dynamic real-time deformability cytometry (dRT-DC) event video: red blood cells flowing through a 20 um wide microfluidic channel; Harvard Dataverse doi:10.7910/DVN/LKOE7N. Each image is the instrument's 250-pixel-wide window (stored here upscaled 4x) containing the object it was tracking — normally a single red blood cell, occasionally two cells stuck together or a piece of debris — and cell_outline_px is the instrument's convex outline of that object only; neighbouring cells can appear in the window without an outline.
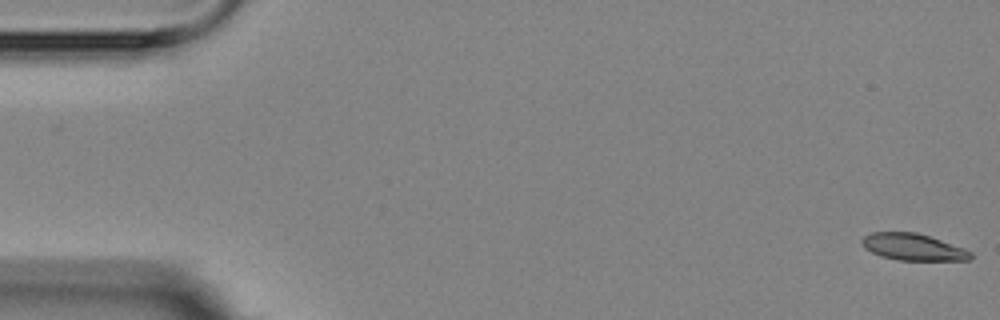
{"species": "Egyptian fruit bat (a non-hibernating species)", "species_latin": "Rousettus aegyptiacus", "temperature_condition": "room temperature", "stored_images_in_passage": 2, "camera_frame_rate_fps": 3000, "um_per_image_px": 0.085, "animal": {"sex": "female"}, "frame": {"image": 1, "passage_image": 2, "time_ms": 1.0, "image_size_px": [1000, 320], "cell_outline_px": [[972, 256], [968, 260], [900, 260], [880, 256], [864, 248], [860, 244], [860, 240], [864, 236], [872, 232], [916, 232], [964, 248], [972, 252]], "centroid_in_image_um": [77.56, 20.99], "position_along_channel_um": 7.4, "area_um2": 16.88}}